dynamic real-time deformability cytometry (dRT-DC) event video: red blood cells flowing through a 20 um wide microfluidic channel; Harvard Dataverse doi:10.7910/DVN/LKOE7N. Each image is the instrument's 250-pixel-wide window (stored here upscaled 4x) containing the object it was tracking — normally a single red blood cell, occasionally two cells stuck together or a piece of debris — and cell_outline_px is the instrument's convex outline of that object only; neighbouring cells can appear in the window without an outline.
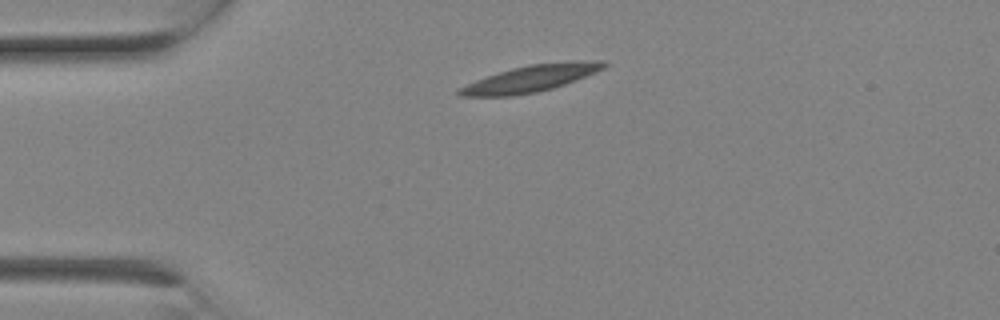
{"species": "Egyptian fruit bat (a non-hibernating species)", "species_latin": "Rousettus aegyptiacus", "temperature_condition": "room temperature", "stored_images_in_passage": 4, "camera_frame_rate_fps": 3000, "um_per_image_px": 0.085, "animal": {"sex": "female"}, "frame": {"image": 1, "passage_image": 1, "time_ms": 0.0, "image_size_px": [1000, 320], "cell_outline_px": [[608, 64], [604, 68], [596, 72], [576, 80], [552, 88], [536, 92], [512, 96], [460, 96], [456, 92], [456, 88], [476, 80], [512, 68], [528, 64], [572, 60], [604, 60]], "centroid_in_image_um": [45.14, 6.65], "position_along_channel_um": 39.9, "area_um2": 22.6}}
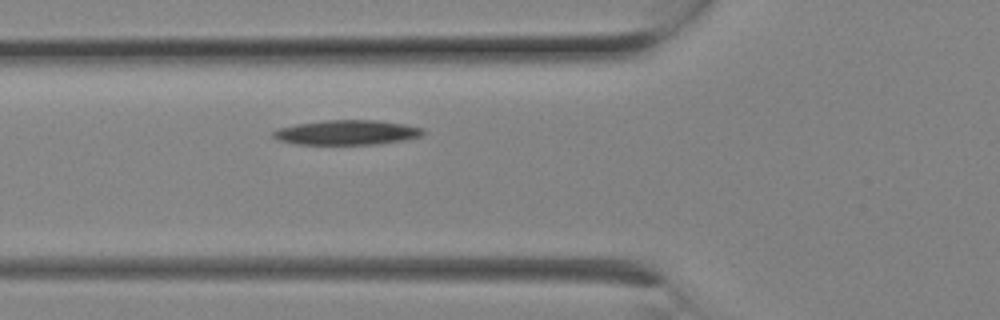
{"frame": {"image": 2, "passage_image": 4, "time_ms": 1.0, "image_size_px": [1000, 320], "cell_outline_px": [[428, 132], [420, 136], [404, 140], [376, 144], [296, 144], [276, 140], [272, 136], [272, 132], [280, 128], [296, 124], [324, 120], [380, 120], [404, 124], [424, 128]], "centroid_in_image_um": [29.51, 11.25], "position_along_channel_um": 96.3, "area_um2": 21.73}}